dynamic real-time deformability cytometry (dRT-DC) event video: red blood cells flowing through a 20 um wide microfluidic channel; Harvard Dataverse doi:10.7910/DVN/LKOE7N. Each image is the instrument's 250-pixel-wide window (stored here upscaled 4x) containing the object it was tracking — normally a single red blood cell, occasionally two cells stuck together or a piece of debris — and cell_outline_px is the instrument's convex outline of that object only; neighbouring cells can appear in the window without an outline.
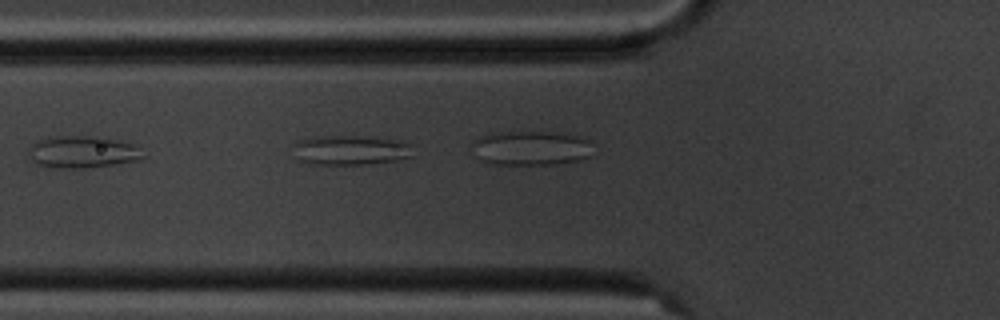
{"species": "common noctule bat (a hibernating species)", "species_latin": "Nyctalus noctula", "temperature_condition": "cold", "stored_images_in_passage": 8, "camera_frame_rate_fps": 3000, "um_per_image_px": 0.085, "animal": {"sex": "male", "body_mass_g": 20.1, "forearm_length_mm": 53.5}, "frame": {"image": 1, "passage_image": 5, "time_ms": 5.667, "image_size_px": [1000, 320], "cell_outline_px": [[412, 156], [396, 160], [364, 164], [312, 164], [300, 160], [296, 144], [296, 140], [316, 136], [356, 136], [400, 140], [412, 144]], "centroid_in_image_um": [29.86, 12.75], "position_along_channel_um": 95.9, "area_um2": 20.35}}
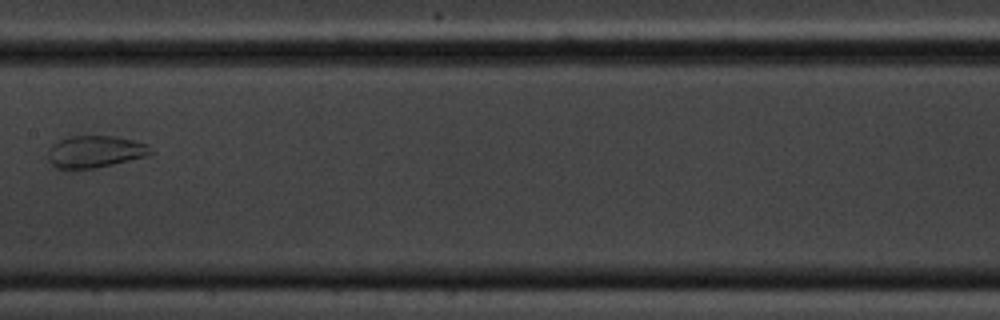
{"frame": {"image": 2, "passage_image": 8, "time_ms": 9.0, "image_size_px": [1000, 320], "cell_outline_px": [[152, 152], [148, 156], [96, 168], [56, 168], [48, 160], [48, 152], [52, 144], [68, 136], [116, 136], [148, 144]], "centroid_in_image_um": [8.09, 12.88], "position_along_channel_um": 199.3, "area_um2": 19.07}}